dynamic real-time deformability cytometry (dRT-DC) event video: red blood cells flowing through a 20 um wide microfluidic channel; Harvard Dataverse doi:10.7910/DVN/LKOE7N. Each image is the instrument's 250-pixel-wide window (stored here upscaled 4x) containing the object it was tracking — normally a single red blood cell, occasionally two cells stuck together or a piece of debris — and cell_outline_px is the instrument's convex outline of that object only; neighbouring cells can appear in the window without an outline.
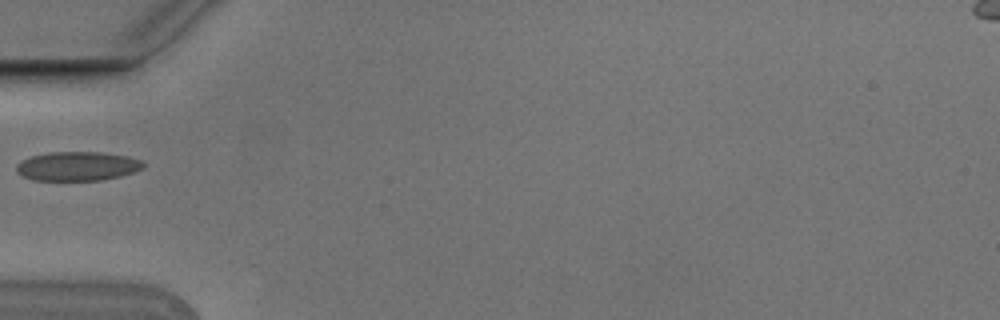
{"species": "Egyptian fruit bat (a non-hibernating species)", "species_latin": "Rousettus aegyptiacus", "temperature_condition": "cold", "stored_images_in_passage": 2, "camera_frame_rate_fps": 3000, "um_per_image_px": 0.085, "animal": {"sex": "male"}, "frame": {"image": 1, "passage_image": 1, "time_ms": 0.0, "image_size_px": [1000, 320], "cell_outline_px": [[144, 168], [136, 172], [120, 176], [100, 180], [32, 180], [16, 172], [16, 164], [20, 160], [32, 156], [48, 152], [100, 152], [128, 156], [140, 160], [144, 164]], "centroid_in_image_um": [6.58, 14.12], "position_along_channel_um": 78.4, "area_um2": 21.62}}